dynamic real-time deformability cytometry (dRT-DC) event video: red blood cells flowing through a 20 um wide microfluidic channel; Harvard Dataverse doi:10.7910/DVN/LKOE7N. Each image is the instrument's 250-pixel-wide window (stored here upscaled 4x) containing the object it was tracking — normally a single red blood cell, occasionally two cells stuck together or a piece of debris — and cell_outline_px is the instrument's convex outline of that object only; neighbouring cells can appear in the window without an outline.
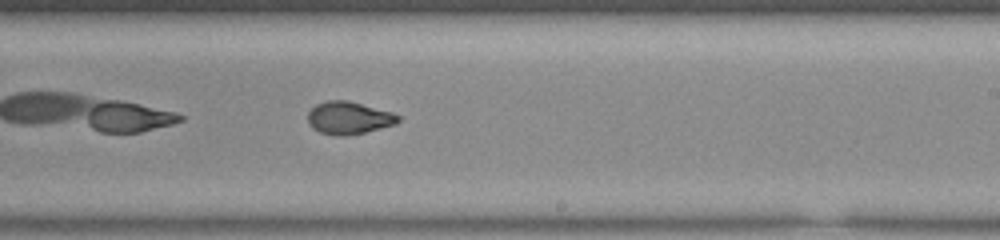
{"species": "common noctule bat (a hibernating species)", "species_latin": "Nyctalus noctula", "temperature_condition": "room temperature", "stored_images_in_passage": 33, "camera_frame_rate_fps": 3000, "um_per_image_px": 0.085, "animal": {"sex": "male", "body_mass_g": 20.0, "forearm_length_mm": 53.3}, "frame": {"image": 1, "passage_image": 15, "time_ms": 4.667, "image_size_px": [1000, 240], "cell_outline_px": [[400, 120], [396, 124], [364, 132], [340, 136], [336, 136], [320, 132], [312, 128], [308, 124], [308, 112], [316, 104], [328, 100], [348, 100], [392, 112], [400, 116]], "centroid_in_image_um": [29.63, 10.01], "position_along_channel_um": 259.4, "area_um2": 17.11}}
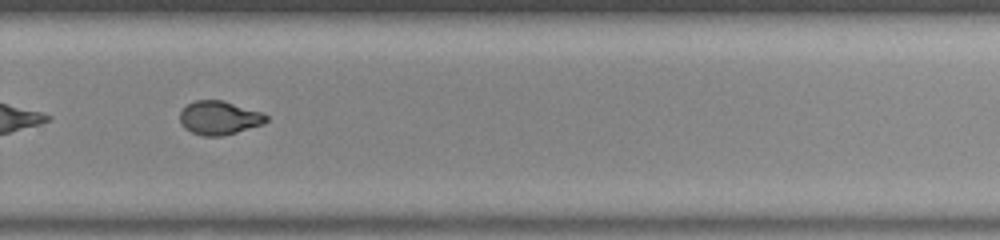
{"frame": {"image": 2, "passage_image": 19, "time_ms": 6.0, "image_size_px": [1000, 240], "cell_outline_px": [[268, 120], [264, 124], [236, 132], [220, 136], [204, 136], [192, 132], [184, 128], [180, 120], [180, 112], [188, 104], [196, 100], [220, 100], [260, 112], [268, 116]], "centroid_in_image_um": [18.62, 10.02], "position_along_channel_um": 311.2, "area_um2": 16.65}, "authors_computed_cell_mechanics": {"area_um2": 17.1088, "velocity_mm_per_s": 3.8954, "shape_relaxation_time_tau1_ms": 6.1446, "shape_relaxation_time_tau2_ms": 1.3429, "deformation_change_tau1": 0.1872, "deformation_change_tau2": 0.0522}}